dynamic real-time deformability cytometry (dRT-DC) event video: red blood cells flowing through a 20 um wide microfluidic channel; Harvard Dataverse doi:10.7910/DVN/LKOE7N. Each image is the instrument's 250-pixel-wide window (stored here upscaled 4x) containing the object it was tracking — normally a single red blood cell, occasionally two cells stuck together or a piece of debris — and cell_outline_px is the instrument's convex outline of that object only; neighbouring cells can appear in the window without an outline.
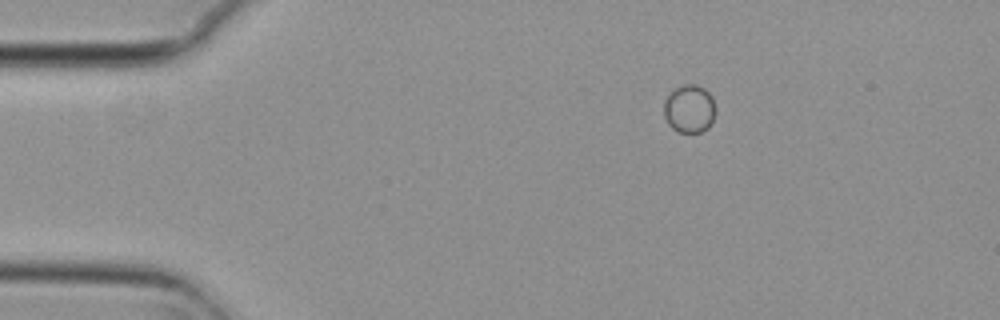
{"species": "common noctule bat (a hibernating species)", "species_latin": "Nyctalus noctula", "temperature_condition": "cold", "stored_images_in_passage": 5, "segment_of_instrument_passage": [2, 2], "camera_frame_rate_fps": 3000, "um_per_image_px": 0.085, "animal": {"sex": "female", "body_mass_g": 29.2, "forearm_length_mm": 56.3}, "frame": {"image": 1, "passage_image": 5, "time_ms": 1.333, "image_size_px": [1000, 320], "cell_outline_px": [[716, 112], [708, 128], [700, 132], [680, 132], [672, 128], [668, 124], [664, 116], [664, 100], [676, 88], [684, 84], [696, 84], [704, 88], [712, 96], [716, 108]], "centroid_in_image_um": [58.61, 9.24], "position_along_channel_um": 26.4, "area_um2": 14.51}}